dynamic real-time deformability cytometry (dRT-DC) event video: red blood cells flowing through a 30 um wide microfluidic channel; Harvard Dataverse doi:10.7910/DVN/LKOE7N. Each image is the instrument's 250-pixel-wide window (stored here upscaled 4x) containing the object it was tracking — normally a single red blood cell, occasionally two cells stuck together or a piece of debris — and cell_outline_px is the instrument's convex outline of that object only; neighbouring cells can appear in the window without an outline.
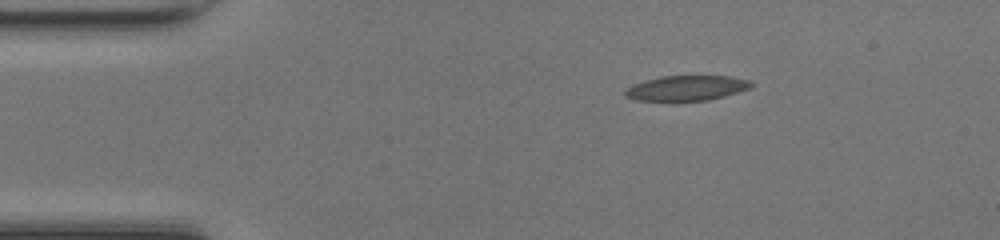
{"species": "common noctule bat (a hibernating species)", "species_latin": "Nyctalus noctula", "temperature_condition": "room temperature", "stored_images_in_passage": 42, "camera_frame_rate_fps": 3000, "um_per_image_px": 0.085, "animal": {"sex": "female", "body_mass_g": 17.0, "forearm_length_mm": 48.0}, "frame": {"image": 1, "passage_image": 1, "time_ms": 0.0, "image_size_px": [1000, 240], "cell_outline_px": [[752, 84], [748, 88], [724, 96], [708, 100], [636, 100], [624, 96], [624, 92], [632, 84], [644, 80], [660, 76], [728, 76], [748, 80]], "centroid_in_image_um": [58.29, 7.47], "position_along_channel_um": 26.7, "area_um2": 18.09}}
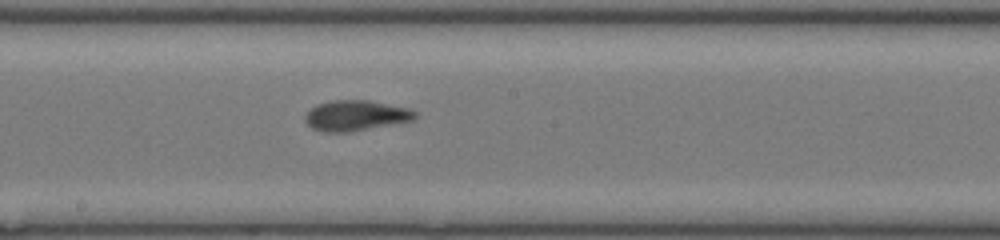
{"frame": {"image": 2, "passage_image": 19, "time_ms": 6.0, "image_size_px": [1000, 240], "cell_outline_px": [[416, 116], [412, 120], [348, 132], [324, 132], [312, 128], [304, 120], [304, 116], [316, 104], [332, 100], [368, 100], [408, 108], [416, 112]], "centroid_in_image_um": [30.19, 9.81], "position_along_channel_um": 218.0, "area_um2": 19.25}}
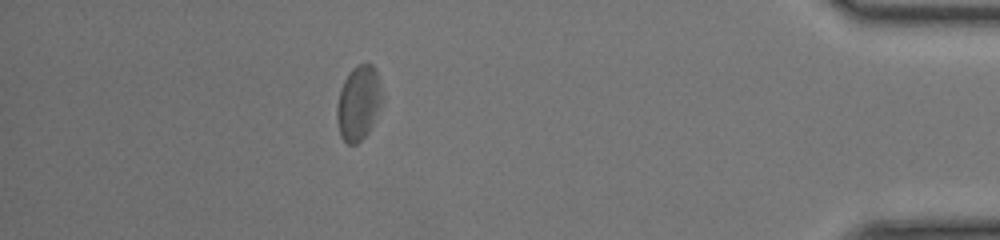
{"frame": {"image": 3, "passage_image": 36, "time_ms": 11.667, "image_size_px": [1000, 240], "cell_outline_px": [[384, 100], [368, 132], [356, 144], [348, 144], [340, 136], [336, 120], [336, 104], [340, 88], [348, 72], [356, 64], [372, 64], [376, 68], [384, 96]], "centroid_in_image_um": [30.48, 8.72], "position_along_channel_um": 404.7, "area_um2": 20.11}, "authors_computed_cell_mechanics": {"area_um2": 19.4786, "velocity_mm_per_s": 4.2285, "shape_relaxation_time_tau1_ms": 3.7696, "shape_relaxation_time_tau2_ms": 2.6924, "deformation_change_tau1": 0.1171, "deformation_change_tau2": 0.1004}}